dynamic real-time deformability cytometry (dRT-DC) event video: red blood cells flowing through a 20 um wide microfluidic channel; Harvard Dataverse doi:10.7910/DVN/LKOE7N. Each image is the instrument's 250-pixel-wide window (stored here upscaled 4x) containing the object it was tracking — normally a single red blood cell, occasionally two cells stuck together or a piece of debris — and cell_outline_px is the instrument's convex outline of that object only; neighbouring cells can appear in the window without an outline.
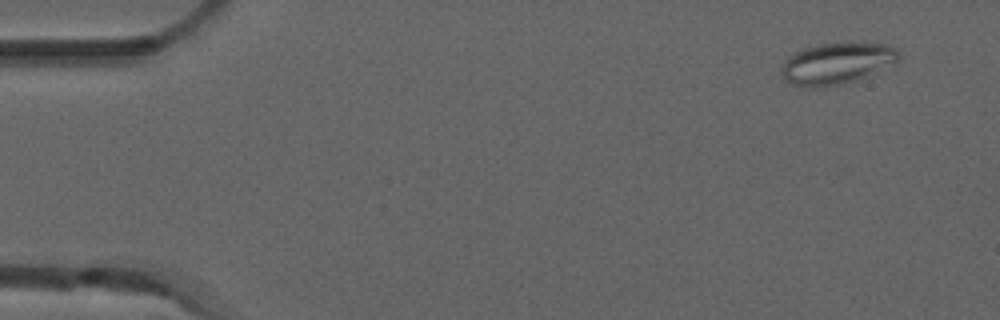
{"species": "common noctule bat (a hibernating species)", "species_latin": "Nyctalus noctula", "temperature_condition": "room temperature", "stored_images_in_passage": 6, "camera_frame_rate_fps": 3000, "um_per_image_px": 0.085, "animal": {"sex": "male", "forearm_length_mm": 52.5}, "frame": {"image": 1, "passage_image": 1, "time_ms": 0.0, "image_size_px": [1000, 320], "cell_outline_px": [[900, 56], [896, 60], [856, 80], [840, 84], [812, 88], [808, 88], [792, 84], [784, 80], [780, 72], [784, 60], [788, 56], [804, 48], [816, 44], [884, 44], [900, 52]], "centroid_in_image_um": [71.0, 5.41], "position_along_channel_um": 14.0, "area_um2": 27.46}}